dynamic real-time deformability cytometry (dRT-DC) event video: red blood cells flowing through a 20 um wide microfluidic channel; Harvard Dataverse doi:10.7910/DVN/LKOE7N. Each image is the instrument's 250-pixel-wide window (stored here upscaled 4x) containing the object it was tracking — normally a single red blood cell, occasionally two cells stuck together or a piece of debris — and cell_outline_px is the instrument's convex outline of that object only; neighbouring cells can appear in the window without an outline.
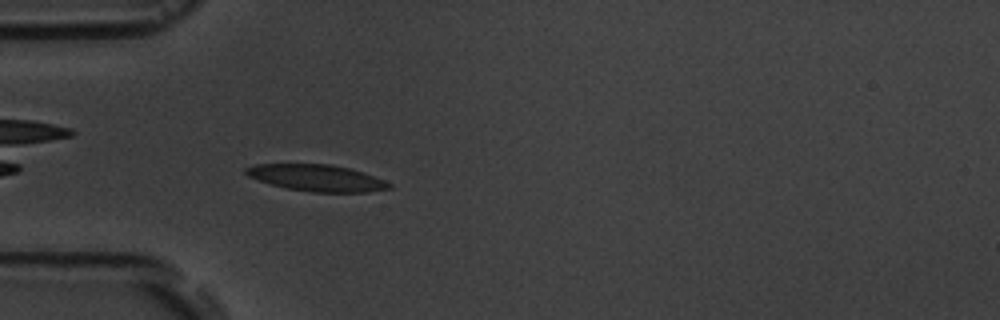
{"species": "common noctule bat (a hibernating species)", "species_latin": "Nyctalus noctula", "temperature_condition": "room temperature", "stored_images_in_passage": 4, "camera_frame_rate_fps": 3000, "um_per_image_px": 0.085, "animal": {"sex": "male", "body_mass_g": 19.5, "forearm_length_mm": 54.6}, "frame": {"image": 1, "passage_image": 4, "time_ms": 3.333, "image_size_px": [1000, 320], "cell_outline_px": [[392, 188], [368, 192], [312, 192], [288, 188], [272, 184], [248, 176], [244, 172], [244, 168], [256, 164], [328, 164], [348, 168], [384, 180], [392, 184]], "centroid_in_image_um": [26.92, 15.12], "position_along_channel_um": 58.1, "area_um2": 21.85}}